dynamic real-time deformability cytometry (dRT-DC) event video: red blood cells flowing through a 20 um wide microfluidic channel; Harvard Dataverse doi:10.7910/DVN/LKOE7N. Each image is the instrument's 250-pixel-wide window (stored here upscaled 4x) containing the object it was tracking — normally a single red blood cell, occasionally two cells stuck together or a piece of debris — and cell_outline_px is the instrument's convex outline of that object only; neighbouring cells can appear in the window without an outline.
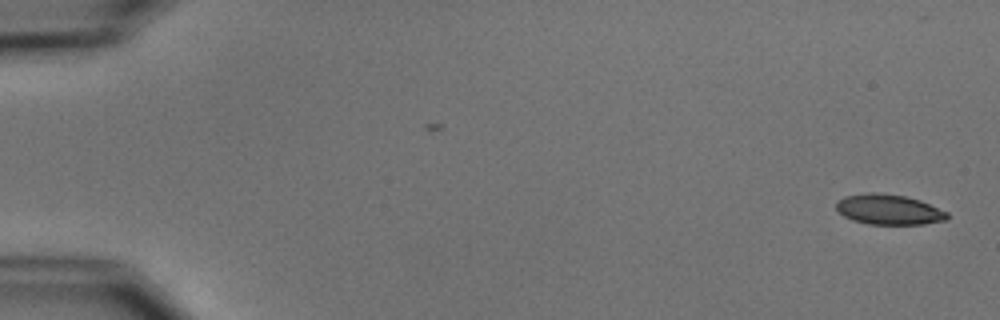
{"species": "common noctule bat (a hibernating species)", "species_latin": "Nyctalus noctula", "temperature_condition": "cold", "stored_images_in_passage": 8, "camera_frame_rate_fps": 3000, "um_per_image_px": 0.085, "animal": {"sex": "male", "body_mass_g": 15.6}, "frame": {"image": 1, "passage_image": 1, "time_ms": 0.0, "image_size_px": [1000, 320], "cell_outline_px": [[948, 220], [924, 224], [868, 224], [852, 220], [844, 216], [836, 208], [836, 200], [844, 196], [868, 192], [876, 192], [904, 196], [920, 200], [948, 212]], "centroid_in_image_um": [75.54, 17.81], "position_along_channel_um": 9.5, "area_um2": 19.65}}
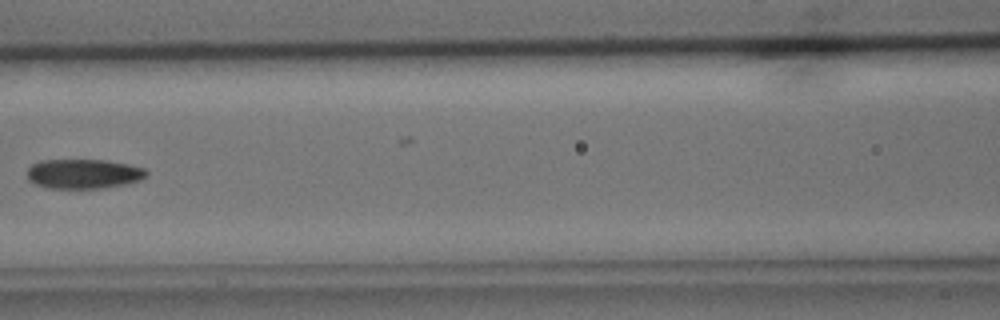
{"frame": {"image": 2, "passage_image": 7, "time_ms": 8.0, "image_size_px": [1000, 320], "cell_outline_px": [[148, 172], [140, 180], [128, 184], [104, 188], [48, 188], [36, 184], [28, 180], [28, 168], [32, 164], [40, 160], [108, 160], [128, 164], [144, 168]], "centroid_in_image_um": [7.11, 14.77], "position_along_channel_um": 159.5, "area_um2": 20.63}}
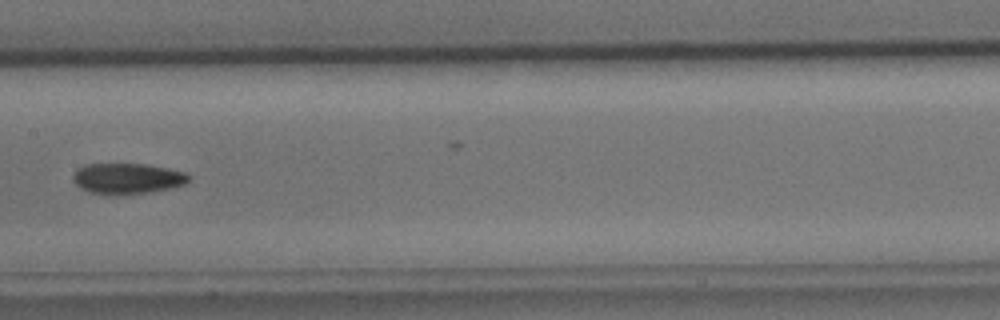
{"frame": {"image": 3, "passage_image": 8, "time_ms": 9.0, "image_size_px": [1000, 320], "cell_outline_px": [[192, 176], [184, 184], [168, 188], [148, 192], [88, 192], [76, 184], [72, 180], [72, 176], [76, 168], [84, 164], [148, 164], [188, 172]], "centroid_in_image_um": [10.84, 15.11], "position_along_channel_um": 196.6, "area_um2": 20.17}}